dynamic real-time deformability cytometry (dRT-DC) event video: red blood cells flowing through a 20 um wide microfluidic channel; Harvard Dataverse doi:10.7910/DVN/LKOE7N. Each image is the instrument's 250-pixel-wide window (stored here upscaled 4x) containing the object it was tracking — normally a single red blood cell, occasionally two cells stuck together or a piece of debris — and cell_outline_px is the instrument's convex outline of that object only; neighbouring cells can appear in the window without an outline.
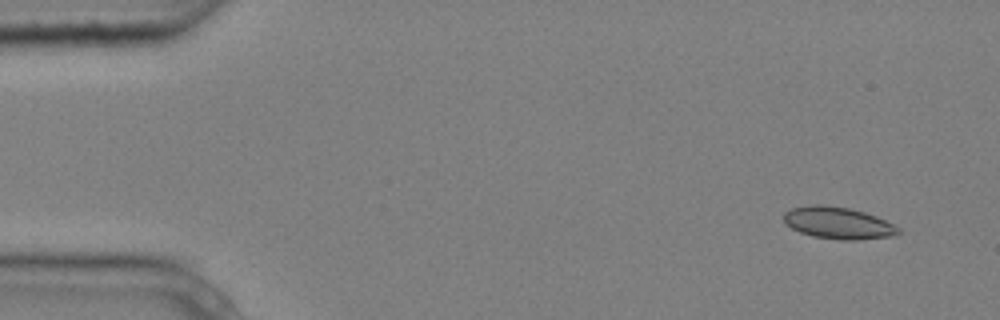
{"species": "common noctule bat (a hibernating species)", "species_latin": "Nyctalus noctula", "temperature_condition": "cold", "stored_images_in_passage": 4, "camera_frame_rate_fps": 3000, "um_per_image_px": 0.085, "animal": {"sex": "male", "body_mass_g": 20.4}, "frame": {"image": 1, "passage_image": 1, "time_ms": 0.0, "image_size_px": [1000, 320], "cell_outline_px": [[900, 232], [896, 236], [856, 240], [840, 240], [812, 236], [800, 232], [792, 228], [784, 220], [784, 212], [792, 208], [808, 204], [820, 204], [848, 208], [864, 212], [876, 216], [900, 228]], "centroid_in_image_um": [71.25, 18.95], "position_along_channel_um": 13.8, "area_um2": 21.33}}
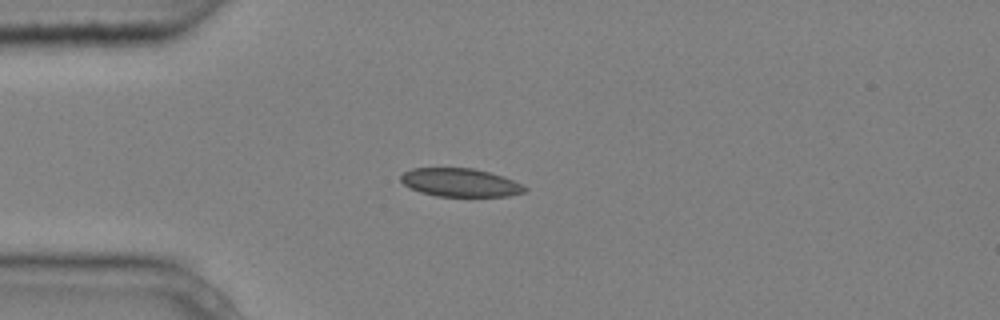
{"frame": {"image": 2, "passage_image": 4, "time_ms": 1.0, "image_size_px": [1000, 320], "cell_outline_px": [[528, 192], [508, 196], [436, 196], [420, 192], [404, 184], [400, 180], [400, 176], [404, 172], [412, 168], [472, 168], [504, 176], [524, 184], [528, 188]], "centroid_in_image_um": [39.18, 15.52], "position_along_channel_um": 45.8, "area_um2": 20.58}}